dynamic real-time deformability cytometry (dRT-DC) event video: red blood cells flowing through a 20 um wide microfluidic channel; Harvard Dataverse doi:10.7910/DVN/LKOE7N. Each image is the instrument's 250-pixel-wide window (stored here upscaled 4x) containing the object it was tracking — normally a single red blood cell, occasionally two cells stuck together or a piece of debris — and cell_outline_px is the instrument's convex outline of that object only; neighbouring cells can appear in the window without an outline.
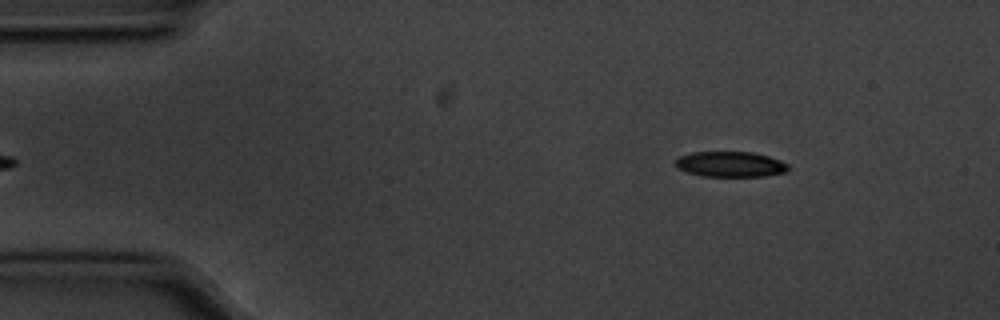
{"species": "common noctule bat (a hibernating species)", "species_latin": "Nyctalus noctula", "temperature_condition": "cold", "stored_images_in_passage": 53, "camera_frame_rate_fps": 3000, "um_per_image_px": 0.085, "animal": {"sex": "male", "body_mass_g": 20.1, "forearm_length_mm": 53.5}, "frame": {"image": 1, "passage_image": 5, "time_ms": 1.333, "image_size_px": [1000, 320], "cell_outline_px": [[788, 168], [784, 172], [764, 176], [704, 176], [688, 172], [676, 168], [676, 160], [680, 156], [692, 152], [752, 152], [768, 156], [780, 160], [788, 164]], "centroid_in_image_um": [62.07, 13.95], "position_along_channel_um": 22.9, "area_um2": 16.53}}
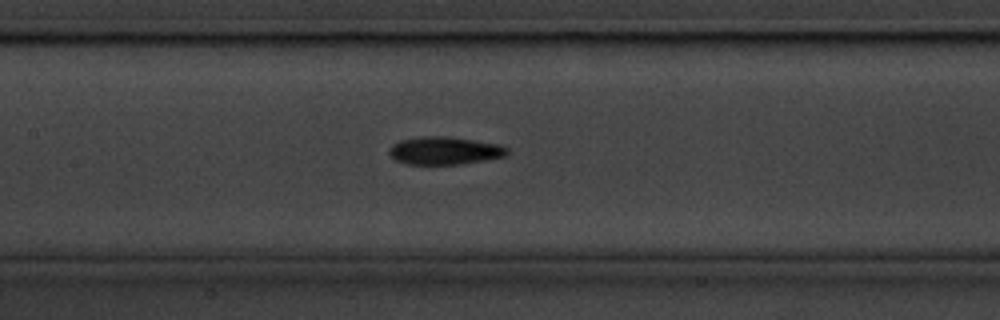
{"frame": {"image": 2, "passage_image": 23, "time_ms": 7.333, "image_size_px": [1000, 320], "cell_outline_px": [[508, 152], [504, 156], [484, 160], [460, 164], [408, 164], [396, 160], [392, 156], [392, 144], [400, 140], [424, 136], [444, 136], [472, 140], [496, 144], [508, 148]], "centroid_in_image_um": [37.79, 12.8], "position_along_channel_um": 169.6, "area_um2": 18.61}}
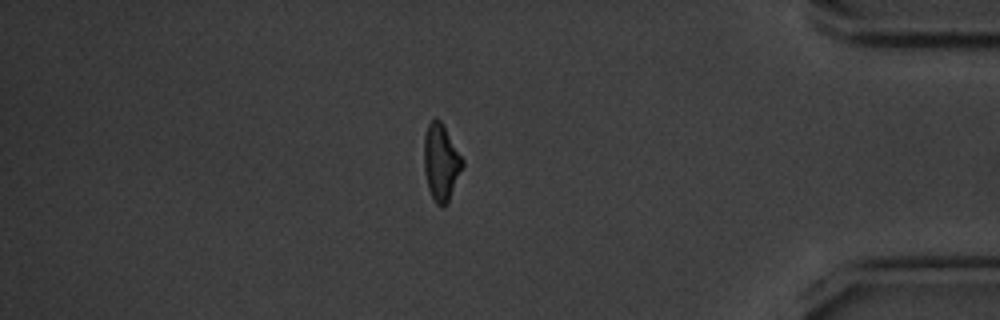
{"frame": {"image": 3, "passage_image": 45, "time_ms": 14.667, "image_size_px": [1000, 320], "cell_outline_px": [[464, 164], [448, 204], [444, 208], [440, 208], [436, 204], [428, 188], [424, 172], [424, 136], [428, 124], [432, 120], [440, 120], [464, 160]], "centroid_in_image_um": [37.49, 13.86], "position_along_channel_um": 397.7, "area_um2": 17.22}, "authors_computed_cell_mechanics": {"area_um2": 17.8024, "velocity_mm_per_s": 3.5814, "shape_relaxation_time_tau1_ms": 2.2503, "shape_relaxation_time_tau2_ms": 4.3321, "deformation_change_tau1": 0.1308, "deformation_change_tau2": 0.108}}